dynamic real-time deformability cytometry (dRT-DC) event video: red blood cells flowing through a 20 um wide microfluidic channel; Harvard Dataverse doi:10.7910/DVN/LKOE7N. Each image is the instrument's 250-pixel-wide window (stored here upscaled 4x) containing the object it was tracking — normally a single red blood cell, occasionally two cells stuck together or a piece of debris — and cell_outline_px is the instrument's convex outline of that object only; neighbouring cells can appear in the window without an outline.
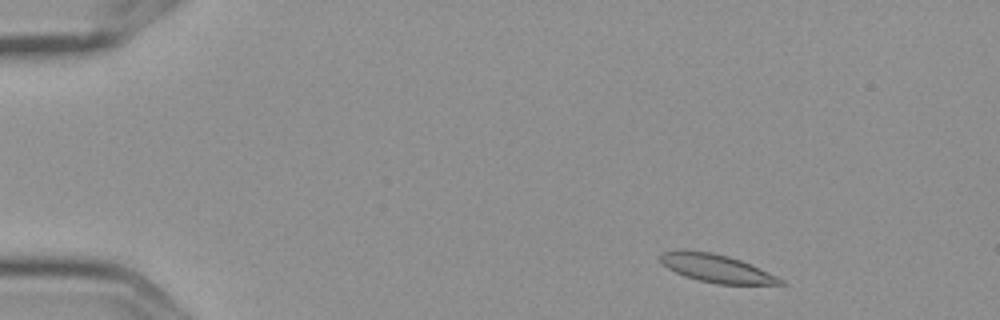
{"species": "Egyptian fruit bat (a non-hibernating species)", "species_latin": "Rousettus aegyptiacus", "temperature_condition": "cold", "stored_images_in_passage": 5, "camera_frame_rate_fps": 3000, "um_per_image_px": 0.085, "frame": {"image": 1, "passage_image": 1, "time_ms": 0.0, "image_size_px": [1000, 320], "cell_outline_px": [[788, 284], [716, 284], [684, 276], [668, 268], [660, 260], [660, 252], [712, 252], [728, 256], [740, 260], [776, 276], [784, 280]], "centroid_in_image_um": [60.94, 22.84], "position_along_channel_um": 24.1, "area_um2": 18.84}}
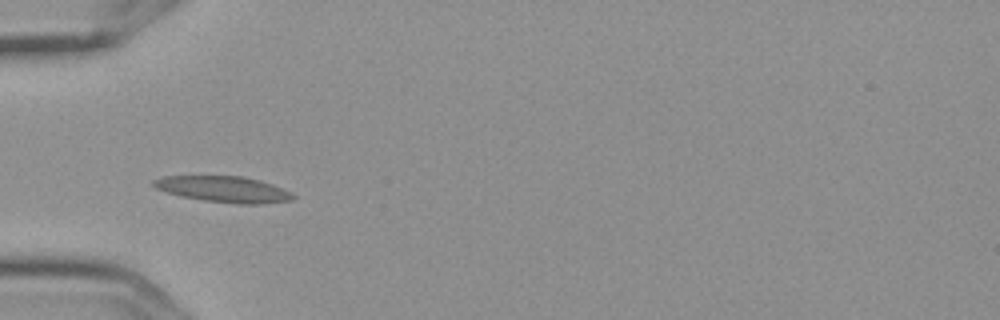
{"frame": {"image": 2, "passage_image": 4, "time_ms": 1.0, "image_size_px": [1000, 320], "cell_outline_px": [[296, 196], [292, 200], [260, 204], [236, 204], [204, 200], [180, 196], [156, 188], [152, 184], [152, 180], [164, 176], [240, 176], [260, 180], [272, 184], [292, 192]], "centroid_in_image_um": [19.03, 16.09], "position_along_channel_um": 66.0, "area_um2": 21.15}}
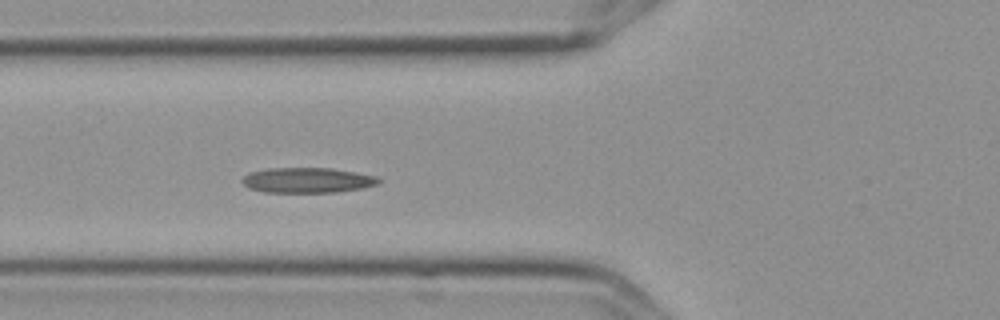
{"frame": {"image": 3, "passage_image": 5, "time_ms": 1.333, "image_size_px": [1000, 320], "cell_outline_px": [[380, 184], [364, 188], [336, 192], [264, 192], [248, 188], [240, 180], [248, 172], [268, 168], [332, 168], [376, 176], [380, 180]], "centroid_in_image_um": [26.11, 15.32], "position_along_channel_um": 99.7, "area_um2": 20.17}}